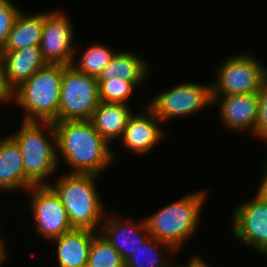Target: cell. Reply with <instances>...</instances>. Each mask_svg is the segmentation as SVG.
<instances>
[{"label":"cell","instance_id":"cell-6","mask_svg":"<svg viewBox=\"0 0 267 267\" xmlns=\"http://www.w3.org/2000/svg\"><path fill=\"white\" fill-rule=\"evenodd\" d=\"M99 101L97 78L64 65L57 121L90 120Z\"/></svg>","mask_w":267,"mask_h":267},{"label":"cell","instance_id":"cell-30","mask_svg":"<svg viewBox=\"0 0 267 267\" xmlns=\"http://www.w3.org/2000/svg\"><path fill=\"white\" fill-rule=\"evenodd\" d=\"M6 254H7V253H0V267H2V266L4 265L3 263H4L5 261H7V258H8L7 256H8V255H6Z\"/></svg>","mask_w":267,"mask_h":267},{"label":"cell","instance_id":"cell-13","mask_svg":"<svg viewBox=\"0 0 267 267\" xmlns=\"http://www.w3.org/2000/svg\"><path fill=\"white\" fill-rule=\"evenodd\" d=\"M141 110L142 114L133 113L129 117L120 141L129 151L143 156L162 141L166 133L159 126L162 121L147 106Z\"/></svg>","mask_w":267,"mask_h":267},{"label":"cell","instance_id":"cell-8","mask_svg":"<svg viewBox=\"0 0 267 267\" xmlns=\"http://www.w3.org/2000/svg\"><path fill=\"white\" fill-rule=\"evenodd\" d=\"M212 106L211 84L181 83L154 96L147 107L162 121L200 112Z\"/></svg>","mask_w":267,"mask_h":267},{"label":"cell","instance_id":"cell-27","mask_svg":"<svg viewBox=\"0 0 267 267\" xmlns=\"http://www.w3.org/2000/svg\"><path fill=\"white\" fill-rule=\"evenodd\" d=\"M14 98V90L7 81L6 64L3 52L0 51V103H11Z\"/></svg>","mask_w":267,"mask_h":267},{"label":"cell","instance_id":"cell-4","mask_svg":"<svg viewBox=\"0 0 267 267\" xmlns=\"http://www.w3.org/2000/svg\"><path fill=\"white\" fill-rule=\"evenodd\" d=\"M205 193L198 191L187 194L147 217L145 221L150 236L179 251L196 233L206 199Z\"/></svg>","mask_w":267,"mask_h":267},{"label":"cell","instance_id":"cell-9","mask_svg":"<svg viewBox=\"0 0 267 267\" xmlns=\"http://www.w3.org/2000/svg\"><path fill=\"white\" fill-rule=\"evenodd\" d=\"M27 192L32 196L35 228L43 239L49 241L74 229L59 196L49 185H34Z\"/></svg>","mask_w":267,"mask_h":267},{"label":"cell","instance_id":"cell-1","mask_svg":"<svg viewBox=\"0 0 267 267\" xmlns=\"http://www.w3.org/2000/svg\"><path fill=\"white\" fill-rule=\"evenodd\" d=\"M53 124L59 151L58 163L60 155L72 167L71 173L101 175L114 162L116 153L89 120L57 121Z\"/></svg>","mask_w":267,"mask_h":267},{"label":"cell","instance_id":"cell-21","mask_svg":"<svg viewBox=\"0 0 267 267\" xmlns=\"http://www.w3.org/2000/svg\"><path fill=\"white\" fill-rule=\"evenodd\" d=\"M160 247V248H159ZM165 249L167 252H176L169 244L160 242L149 236L133 255L125 260V267H164L169 264L165 254L160 249ZM162 256V257H161ZM166 259V260H165Z\"/></svg>","mask_w":267,"mask_h":267},{"label":"cell","instance_id":"cell-25","mask_svg":"<svg viewBox=\"0 0 267 267\" xmlns=\"http://www.w3.org/2000/svg\"><path fill=\"white\" fill-rule=\"evenodd\" d=\"M11 0H0V51H2L14 21L20 12Z\"/></svg>","mask_w":267,"mask_h":267},{"label":"cell","instance_id":"cell-2","mask_svg":"<svg viewBox=\"0 0 267 267\" xmlns=\"http://www.w3.org/2000/svg\"><path fill=\"white\" fill-rule=\"evenodd\" d=\"M48 135H51L50 138ZM10 136L17 142L21 150L25 178L33 186L48 185L45 179L55 173L60 166L53 122L22 121L19 130Z\"/></svg>","mask_w":267,"mask_h":267},{"label":"cell","instance_id":"cell-18","mask_svg":"<svg viewBox=\"0 0 267 267\" xmlns=\"http://www.w3.org/2000/svg\"><path fill=\"white\" fill-rule=\"evenodd\" d=\"M129 106L131 105L99 101L94 110L89 121L109 144L122 137L127 121L133 114Z\"/></svg>","mask_w":267,"mask_h":267},{"label":"cell","instance_id":"cell-29","mask_svg":"<svg viewBox=\"0 0 267 267\" xmlns=\"http://www.w3.org/2000/svg\"><path fill=\"white\" fill-rule=\"evenodd\" d=\"M180 267H211L205 259H202V257L196 255L193 256L192 259L189 261L186 265H180Z\"/></svg>","mask_w":267,"mask_h":267},{"label":"cell","instance_id":"cell-7","mask_svg":"<svg viewBox=\"0 0 267 267\" xmlns=\"http://www.w3.org/2000/svg\"><path fill=\"white\" fill-rule=\"evenodd\" d=\"M250 52L228 57L216 68L217 81L211 84L212 95L258 92L267 78V67Z\"/></svg>","mask_w":267,"mask_h":267},{"label":"cell","instance_id":"cell-22","mask_svg":"<svg viewBox=\"0 0 267 267\" xmlns=\"http://www.w3.org/2000/svg\"><path fill=\"white\" fill-rule=\"evenodd\" d=\"M116 52L102 44H91L83 51L79 62H72L78 71L97 78ZM76 61V62H75Z\"/></svg>","mask_w":267,"mask_h":267},{"label":"cell","instance_id":"cell-15","mask_svg":"<svg viewBox=\"0 0 267 267\" xmlns=\"http://www.w3.org/2000/svg\"><path fill=\"white\" fill-rule=\"evenodd\" d=\"M33 185L25 178L24 163L17 142L9 135L0 138V191L29 190Z\"/></svg>","mask_w":267,"mask_h":267},{"label":"cell","instance_id":"cell-32","mask_svg":"<svg viewBox=\"0 0 267 267\" xmlns=\"http://www.w3.org/2000/svg\"><path fill=\"white\" fill-rule=\"evenodd\" d=\"M164 267H180V265H176L175 266V265H172V264L169 263L167 266H164Z\"/></svg>","mask_w":267,"mask_h":267},{"label":"cell","instance_id":"cell-24","mask_svg":"<svg viewBox=\"0 0 267 267\" xmlns=\"http://www.w3.org/2000/svg\"><path fill=\"white\" fill-rule=\"evenodd\" d=\"M99 83V100L109 103H121L125 105L130 100V96L134 93L137 86L144 82H129L120 78H113Z\"/></svg>","mask_w":267,"mask_h":267},{"label":"cell","instance_id":"cell-16","mask_svg":"<svg viewBox=\"0 0 267 267\" xmlns=\"http://www.w3.org/2000/svg\"><path fill=\"white\" fill-rule=\"evenodd\" d=\"M96 232L88 229H76L63 233L50 240L57 244L58 267H82L88 264L92 238Z\"/></svg>","mask_w":267,"mask_h":267},{"label":"cell","instance_id":"cell-10","mask_svg":"<svg viewBox=\"0 0 267 267\" xmlns=\"http://www.w3.org/2000/svg\"><path fill=\"white\" fill-rule=\"evenodd\" d=\"M71 20L61 11L44 12L40 50L50 64L71 65L76 50L72 46L74 31Z\"/></svg>","mask_w":267,"mask_h":267},{"label":"cell","instance_id":"cell-3","mask_svg":"<svg viewBox=\"0 0 267 267\" xmlns=\"http://www.w3.org/2000/svg\"><path fill=\"white\" fill-rule=\"evenodd\" d=\"M63 64L47 63L14 90L24 122H57Z\"/></svg>","mask_w":267,"mask_h":267},{"label":"cell","instance_id":"cell-14","mask_svg":"<svg viewBox=\"0 0 267 267\" xmlns=\"http://www.w3.org/2000/svg\"><path fill=\"white\" fill-rule=\"evenodd\" d=\"M113 216L104 219L98 232L107 239L125 261L137 251L150 234L145 219L136 223L131 218L120 219L118 217V219L116 214Z\"/></svg>","mask_w":267,"mask_h":267},{"label":"cell","instance_id":"cell-20","mask_svg":"<svg viewBox=\"0 0 267 267\" xmlns=\"http://www.w3.org/2000/svg\"><path fill=\"white\" fill-rule=\"evenodd\" d=\"M43 23L44 13L27 15L20 11L2 52L15 51L28 46H40Z\"/></svg>","mask_w":267,"mask_h":267},{"label":"cell","instance_id":"cell-26","mask_svg":"<svg viewBox=\"0 0 267 267\" xmlns=\"http://www.w3.org/2000/svg\"><path fill=\"white\" fill-rule=\"evenodd\" d=\"M257 93L259 97V111L254 137L256 136L267 143V78L262 82Z\"/></svg>","mask_w":267,"mask_h":267},{"label":"cell","instance_id":"cell-5","mask_svg":"<svg viewBox=\"0 0 267 267\" xmlns=\"http://www.w3.org/2000/svg\"><path fill=\"white\" fill-rule=\"evenodd\" d=\"M97 178L95 174L69 173L54 185L48 183L59 196L73 228L100 231L105 213L95 185Z\"/></svg>","mask_w":267,"mask_h":267},{"label":"cell","instance_id":"cell-23","mask_svg":"<svg viewBox=\"0 0 267 267\" xmlns=\"http://www.w3.org/2000/svg\"><path fill=\"white\" fill-rule=\"evenodd\" d=\"M90 267H125L120 253L98 232L92 238L88 256Z\"/></svg>","mask_w":267,"mask_h":267},{"label":"cell","instance_id":"cell-17","mask_svg":"<svg viewBox=\"0 0 267 267\" xmlns=\"http://www.w3.org/2000/svg\"><path fill=\"white\" fill-rule=\"evenodd\" d=\"M3 55L7 81L13 90L47 64L42 57L40 46H28L3 52Z\"/></svg>","mask_w":267,"mask_h":267},{"label":"cell","instance_id":"cell-11","mask_svg":"<svg viewBox=\"0 0 267 267\" xmlns=\"http://www.w3.org/2000/svg\"><path fill=\"white\" fill-rule=\"evenodd\" d=\"M233 211V237L267 256V202L259 195Z\"/></svg>","mask_w":267,"mask_h":267},{"label":"cell","instance_id":"cell-19","mask_svg":"<svg viewBox=\"0 0 267 267\" xmlns=\"http://www.w3.org/2000/svg\"><path fill=\"white\" fill-rule=\"evenodd\" d=\"M146 62L130 50L116 52L97 77V81L120 78L129 82H144L149 77L147 75L150 66Z\"/></svg>","mask_w":267,"mask_h":267},{"label":"cell","instance_id":"cell-31","mask_svg":"<svg viewBox=\"0 0 267 267\" xmlns=\"http://www.w3.org/2000/svg\"><path fill=\"white\" fill-rule=\"evenodd\" d=\"M5 248L4 240L0 239V253H7Z\"/></svg>","mask_w":267,"mask_h":267},{"label":"cell","instance_id":"cell-28","mask_svg":"<svg viewBox=\"0 0 267 267\" xmlns=\"http://www.w3.org/2000/svg\"><path fill=\"white\" fill-rule=\"evenodd\" d=\"M266 163V164H265ZM264 163L263 166V176L261 179V183L258 186L257 195H259L262 199L267 202V162Z\"/></svg>","mask_w":267,"mask_h":267},{"label":"cell","instance_id":"cell-12","mask_svg":"<svg viewBox=\"0 0 267 267\" xmlns=\"http://www.w3.org/2000/svg\"><path fill=\"white\" fill-rule=\"evenodd\" d=\"M218 105L222 125L234 131L247 130L254 135L258 111V93L212 95V105Z\"/></svg>","mask_w":267,"mask_h":267}]
</instances>
